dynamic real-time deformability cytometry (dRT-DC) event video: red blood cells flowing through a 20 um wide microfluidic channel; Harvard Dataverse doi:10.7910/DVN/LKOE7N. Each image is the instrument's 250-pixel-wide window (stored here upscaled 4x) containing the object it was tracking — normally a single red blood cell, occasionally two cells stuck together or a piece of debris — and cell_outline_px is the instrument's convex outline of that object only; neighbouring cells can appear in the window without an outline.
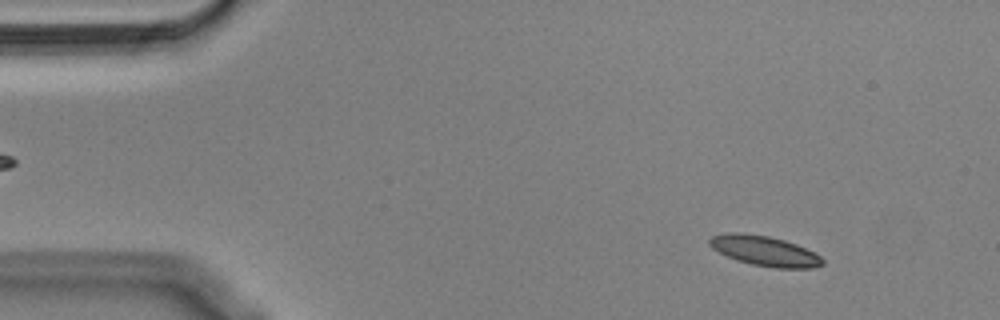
{"species": "Egyptian fruit bat (a non-hibernating species)", "species_latin": "Rousettus aegyptiacus", "temperature_condition": "cold", "stored_images_in_passage": 36, "camera_frame_rate_fps": 3000, "um_per_image_px": 0.085, "animal": {"sex": "male"}, "frame": {"image": 1, "passage_image": 6, "time_ms": 1.667, "image_size_px": [1000, 320], "cell_outline_px": [[824, 264], [812, 268], [776, 268], [752, 264], [736, 260], [712, 248], [708, 244], [708, 240], [712, 236], [728, 232], [736, 232], [768, 236], [784, 240], [796, 244], [820, 256], [824, 260]], "centroid_in_image_um": [64.98, 21.33], "position_along_channel_um": 20.0, "area_um2": 19.59}}
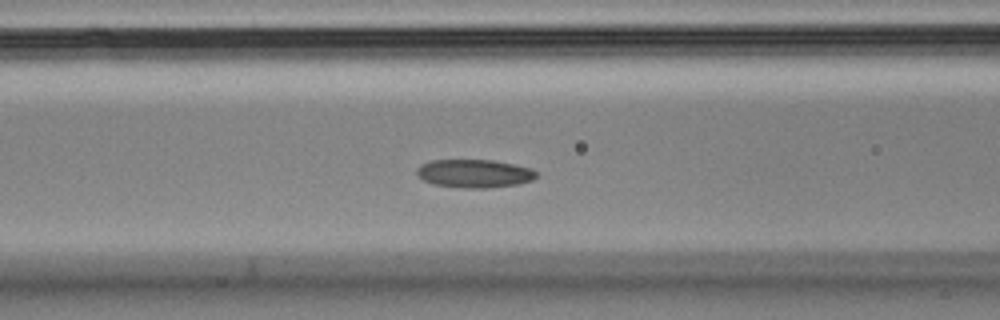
{"frame": {"image": 2, "passage_image": 22, "time_ms": 7.0, "image_size_px": [1000, 320], "cell_outline_px": [[536, 176], [532, 180], [516, 184], [488, 188], [464, 188], [432, 184], [424, 180], [416, 172], [416, 168], [420, 164], [432, 160], [492, 160], [532, 168], [536, 172]], "centroid_in_image_um": [40.29, 14.74], "position_along_channel_um": 126.3, "area_um2": 19.59}}
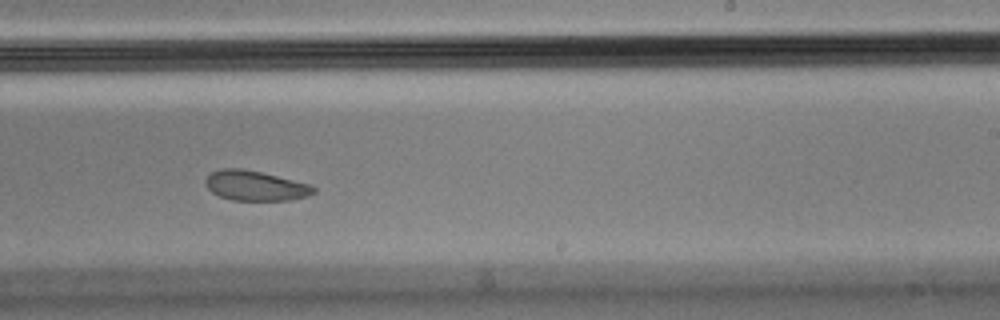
{"frame": {"image": 3, "passage_image": 34, "time_ms": 11.0, "image_size_px": [1000, 320], "cell_outline_px": [[316, 192], [308, 196], [292, 200], [232, 200], [220, 196], [212, 192], [204, 184], [204, 180], [212, 172], [220, 168], [240, 168], [260, 172], [312, 184], [316, 188]], "centroid_in_image_um": [21.72, 15.79], "position_along_channel_um": 267.3, "area_um2": 18.96}}